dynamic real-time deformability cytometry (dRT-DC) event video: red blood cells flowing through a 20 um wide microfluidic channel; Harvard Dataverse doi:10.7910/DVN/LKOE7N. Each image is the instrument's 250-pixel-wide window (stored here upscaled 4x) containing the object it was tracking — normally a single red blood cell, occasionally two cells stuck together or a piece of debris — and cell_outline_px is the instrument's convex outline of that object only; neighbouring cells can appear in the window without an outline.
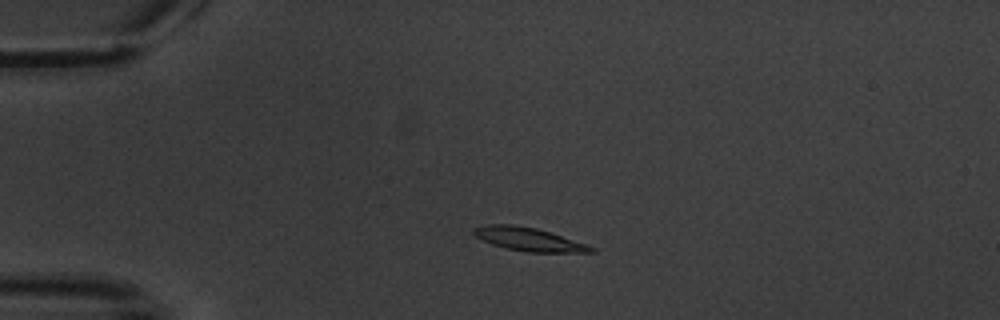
{"species": "common noctule bat (a hibernating species)", "species_latin": "Nyctalus noctula", "temperature_condition": "warm", "stored_images_in_passage": 4, "camera_frame_rate_fps": 3000, "um_per_image_px": 0.085, "animal": {"sex": "male", "body_mass_g": 20.1, "forearm_length_mm": 53.5}, "frame": {"image": 1, "passage_image": 3, "time_ms": 2.333, "image_size_px": [1000, 320], "cell_outline_px": [[596, 252], [528, 252], [504, 248], [492, 244], [476, 236], [472, 232], [472, 228], [484, 224], [516, 224], [536, 228], [596, 248]], "centroid_in_image_um": [44.86, 20.33], "position_along_channel_um": 40.1, "area_um2": 15.78}}